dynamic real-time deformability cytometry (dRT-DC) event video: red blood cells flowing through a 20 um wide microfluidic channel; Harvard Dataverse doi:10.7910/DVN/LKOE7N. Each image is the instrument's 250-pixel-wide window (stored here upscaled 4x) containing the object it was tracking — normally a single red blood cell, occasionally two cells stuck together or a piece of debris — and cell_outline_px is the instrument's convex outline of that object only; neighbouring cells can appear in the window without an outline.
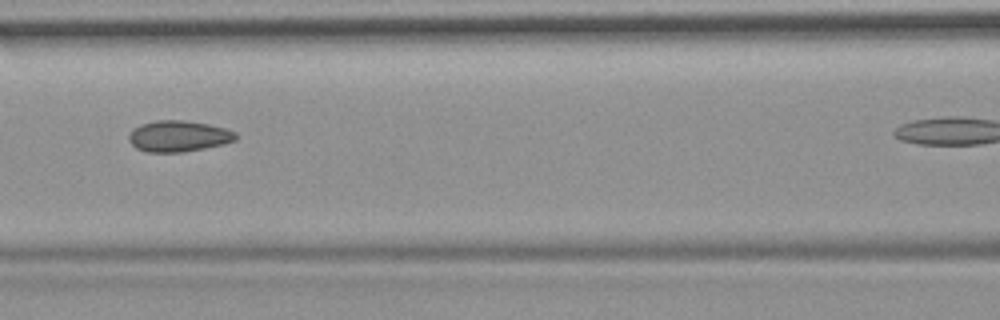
{"species": "common noctule bat (a hibernating species)", "species_latin": "Nyctalus noctula", "temperature_condition": "room temperature", "stored_images_in_passage": 8, "camera_frame_rate_fps": 3000, "um_per_image_px": 0.085, "animal": {"sex": "female", "body_mass_g": 19.9}, "frame": {"image": 1, "passage_image": 3, "time_ms": 2.333, "image_size_px": [1000, 320], "cell_outline_px": [[236, 140], [224, 144], [184, 152], [148, 152], [136, 148], [128, 140], [128, 136], [140, 124], [156, 120], [184, 120], [208, 124], [224, 128], [236, 132]], "centroid_in_image_um": [15.18, 11.57], "position_along_channel_um": 151.4, "area_um2": 19.31}}